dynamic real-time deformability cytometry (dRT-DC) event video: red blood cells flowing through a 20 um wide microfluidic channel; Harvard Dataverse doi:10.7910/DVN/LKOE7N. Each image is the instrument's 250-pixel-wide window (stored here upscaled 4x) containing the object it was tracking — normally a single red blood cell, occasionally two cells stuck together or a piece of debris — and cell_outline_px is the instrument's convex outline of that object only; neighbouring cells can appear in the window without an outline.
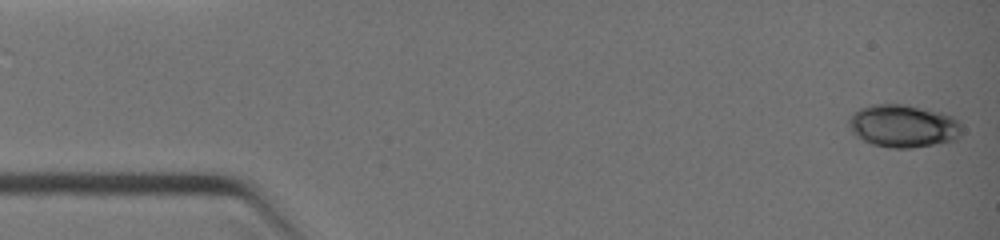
{"species": "common noctule bat (a hibernating species)", "species_latin": "Nyctalus noctula", "temperature_condition": "warm", "stored_images_in_passage": 25, "camera_frame_rate_fps": 3000, "um_per_image_px": 0.085, "animal": {"sex": "female", "body_mass_g": 19.0, "forearm_length_mm": 51.5}, "frame": {"image": 1, "passage_image": 1, "time_ms": 0.0, "image_size_px": [1000, 240], "cell_outline_px": [[960, 136], [956, 140], [912, 148], [892, 148], [872, 144], [856, 136], [852, 132], [848, 124], [848, 120], [860, 108], [872, 104], [908, 104], [940, 112], [952, 116], [960, 124]], "centroid_in_image_um": [76.77, 10.71], "position_along_channel_um": 8.2, "area_um2": 28.09}}
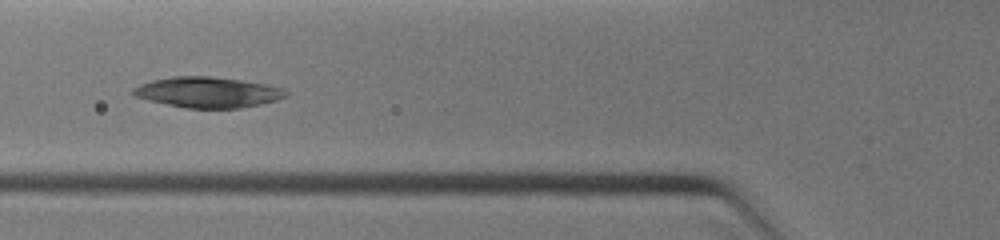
{"frame": {"image": 2, "passage_image": 18, "time_ms": 4.333, "image_size_px": [1000, 240], "cell_outline_px": [[288, 96], [276, 100], [260, 104], [240, 108], [184, 108], [148, 100], [136, 96], [132, 92], [132, 88], [140, 84], [152, 80], [172, 76], [212, 76], [240, 80], [288, 88]], "centroid_in_image_um": [17.69, 7.84], "position_along_channel_um": 108.1, "area_um2": 27.34}}
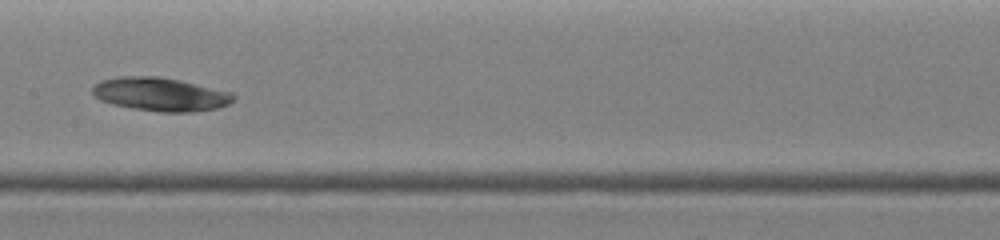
{"frame": {"image": 3, "passage_image": 24, "time_ms": 6.0, "image_size_px": [1000, 240], "cell_outline_px": [[236, 100], [228, 104], [216, 108], [192, 112], [160, 112], [132, 108], [112, 104], [100, 100], [92, 92], [92, 88], [100, 80], [116, 76], [160, 76], [180, 80], [232, 92], [236, 96]], "centroid_in_image_um": [13.65, 8.01], "position_along_channel_um": 193.8, "area_um2": 27.69}}